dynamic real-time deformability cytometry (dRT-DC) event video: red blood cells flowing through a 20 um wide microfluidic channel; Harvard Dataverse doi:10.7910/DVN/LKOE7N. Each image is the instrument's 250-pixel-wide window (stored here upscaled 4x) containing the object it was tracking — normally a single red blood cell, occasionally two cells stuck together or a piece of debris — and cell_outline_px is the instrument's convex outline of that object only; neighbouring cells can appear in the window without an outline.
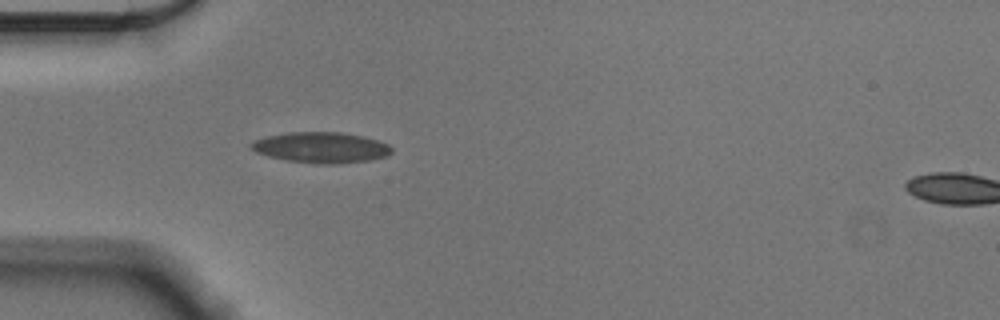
{"species": "Egyptian fruit bat (a non-hibernating species)", "species_latin": "Rousettus aegyptiacus", "temperature_condition": "cold", "stored_images_in_passage": 40, "camera_frame_rate_fps": 3000, "um_per_image_px": 0.085, "animal": {"sex": "male"}, "frame": {"image": 1, "passage_image": 1, "time_ms": 0.0, "image_size_px": [1000, 320], "cell_outline_px": [[392, 152], [388, 156], [372, 160], [336, 164], [320, 164], [288, 160], [268, 156], [256, 152], [248, 144], [256, 140], [268, 136], [288, 132], [340, 132], [364, 136], [388, 144], [392, 148]], "centroid_in_image_um": [27.33, 12.54], "position_along_channel_um": 57.7, "area_um2": 25.14}}
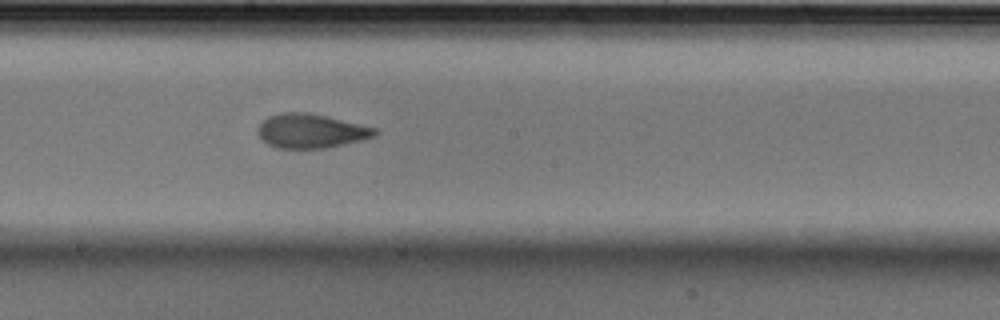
{"frame": {"image": 2, "passage_image": 15, "time_ms": 4.667, "image_size_px": [1000, 320], "cell_outline_px": [[380, 132], [376, 136], [364, 140], [324, 148], [276, 148], [268, 144], [256, 132], [260, 124], [268, 116], [280, 112], [304, 112], [324, 116], [376, 128]], "centroid_in_image_um": [26.44, 11.14], "position_along_channel_um": 221.8, "area_um2": 23.18}}
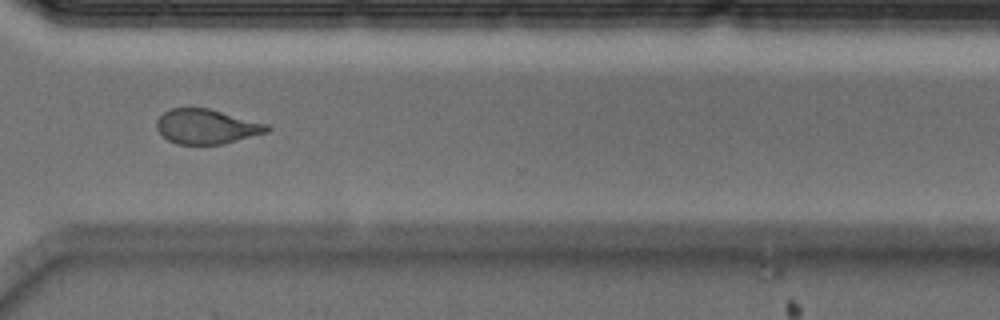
{"frame": {"image": 3, "passage_image": 26, "time_ms": 8.333, "image_size_px": [1000, 320], "cell_outline_px": [[272, 128], [268, 132], [224, 144], [176, 144], [168, 140], [156, 128], [156, 120], [164, 112], [172, 108], [208, 108], [268, 124]], "centroid_in_image_um": [17.57, 10.76], "position_along_channel_um": 353.0, "area_um2": 22.31}, "authors_computed_cell_mechanics": {"area_um2": 23.1489, "velocity_mm_per_s": 3.5892, "shape_relaxation_time_tau1_ms": 5.7458, "shape_relaxation_time_tau2_ms": 2.0269, "deformation_change_tau1": 0.1658, "deformation_change_tau2": 0.0848}}